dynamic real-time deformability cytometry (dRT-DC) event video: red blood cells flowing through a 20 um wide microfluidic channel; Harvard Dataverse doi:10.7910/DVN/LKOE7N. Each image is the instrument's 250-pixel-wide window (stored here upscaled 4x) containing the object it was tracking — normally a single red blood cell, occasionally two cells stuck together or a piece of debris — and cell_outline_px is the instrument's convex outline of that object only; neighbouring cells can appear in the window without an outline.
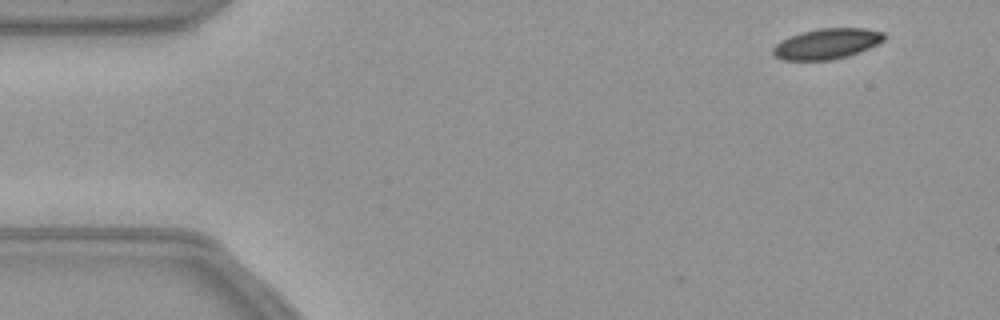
{"species": "common noctule bat (a hibernating species)", "species_latin": "Nyctalus noctula", "temperature_condition": "warm", "stored_images_in_passage": 51, "camera_frame_rate_fps": 3000, "um_per_image_px": 0.085, "animal": {"sex": "female", "body_mass_g": 21.9}, "frame": {"image": 1, "passage_image": 1, "time_ms": 0.0, "image_size_px": [1000, 320], "cell_outline_px": [[884, 40], [868, 48], [848, 56], [832, 60], [784, 60], [772, 56], [772, 48], [776, 44], [792, 36], [804, 32], [820, 28], [864, 28], [884, 32]], "centroid_in_image_um": [70.27, 3.73], "position_along_channel_um": 14.7, "area_um2": 19.54}}
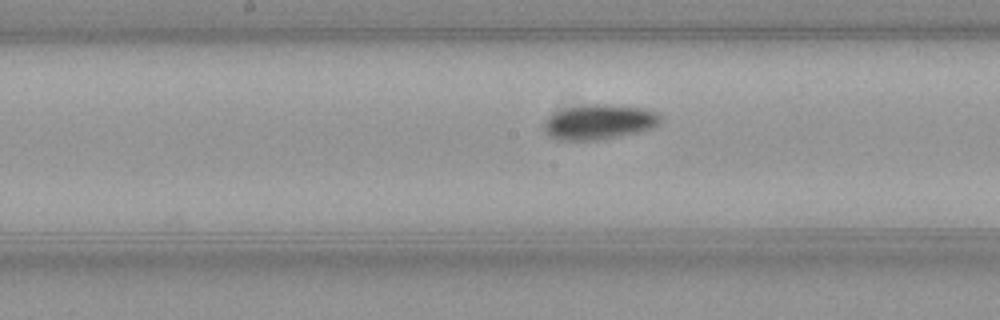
{"frame": {"image": 2, "passage_image": 24, "time_ms": 7.667, "image_size_px": [1000, 320], "cell_outline_px": [[660, 124], [652, 128], [636, 132], [596, 140], [560, 140], [548, 136], [544, 132], [544, 120], [552, 112], [568, 108], [588, 104], [612, 104], [644, 108], [656, 112], [660, 116]], "centroid_in_image_um": [50.89, 10.35], "position_along_channel_um": 197.3, "area_um2": 23.76}}
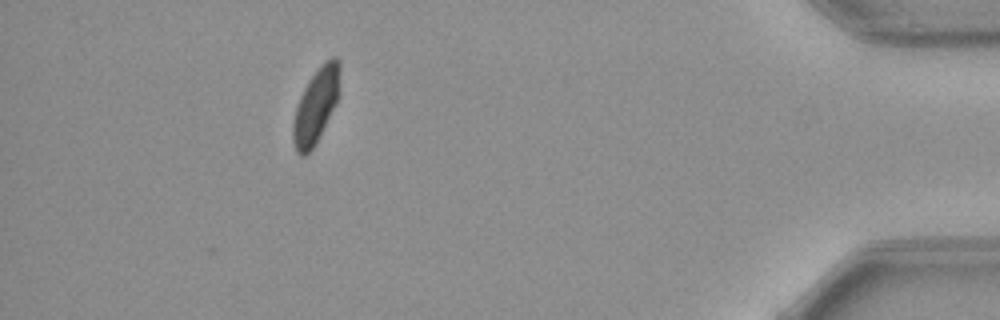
{"frame": {"image": 3, "passage_image": 46, "time_ms": 15.0, "image_size_px": [1000, 320], "cell_outline_px": [[340, 68], [336, 104], [312, 148], [304, 156], [300, 156], [296, 152], [292, 140], [292, 124], [296, 108], [300, 96], [308, 80], [324, 60], [332, 56], [336, 56], [340, 60]], "centroid_in_image_um": [26.83, 8.95], "position_along_channel_um": 408.4, "area_um2": 20.17}}